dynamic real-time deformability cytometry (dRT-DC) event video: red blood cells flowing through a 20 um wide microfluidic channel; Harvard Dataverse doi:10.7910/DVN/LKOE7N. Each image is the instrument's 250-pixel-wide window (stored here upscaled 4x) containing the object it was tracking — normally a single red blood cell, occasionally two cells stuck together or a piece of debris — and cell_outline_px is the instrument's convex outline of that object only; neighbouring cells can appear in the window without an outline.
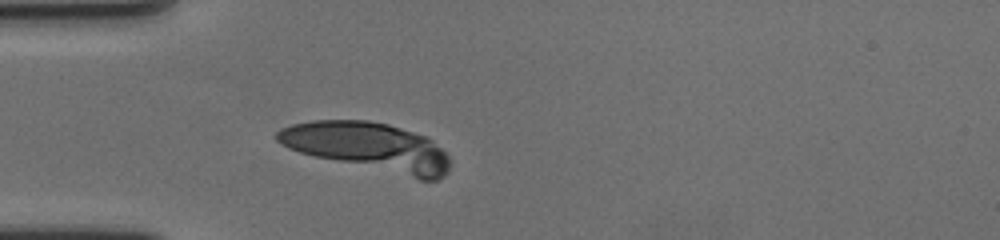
{"species": "human", "species_latin": "Homo sapiens", "temperature_condition": "cold", "stored_images_in_passage": 13, "camera_frame_rate_fps": 3000, "um_per_image_px": 0.085, "donor": {"sex": "female"}, "frame": {"image": 1, "passage_image": 11, "time_ms": 3.333, "image_size_px": [1000, 240], "cell_outline_px": [[448, 168], [444, 176], [436, 180], [420, 180], [316, 156], [300, 152], [288, 148], [280, 144], [276, 140], [276, 132], [280, 128], [292, 124], [312, 120], [368, 120], [388, 124], [428, 136], [448, 156]], "centroid_in_image_um": [31.3, 12.46], "position_along_channel_um": 53.7, "area_um2": 48.49}}